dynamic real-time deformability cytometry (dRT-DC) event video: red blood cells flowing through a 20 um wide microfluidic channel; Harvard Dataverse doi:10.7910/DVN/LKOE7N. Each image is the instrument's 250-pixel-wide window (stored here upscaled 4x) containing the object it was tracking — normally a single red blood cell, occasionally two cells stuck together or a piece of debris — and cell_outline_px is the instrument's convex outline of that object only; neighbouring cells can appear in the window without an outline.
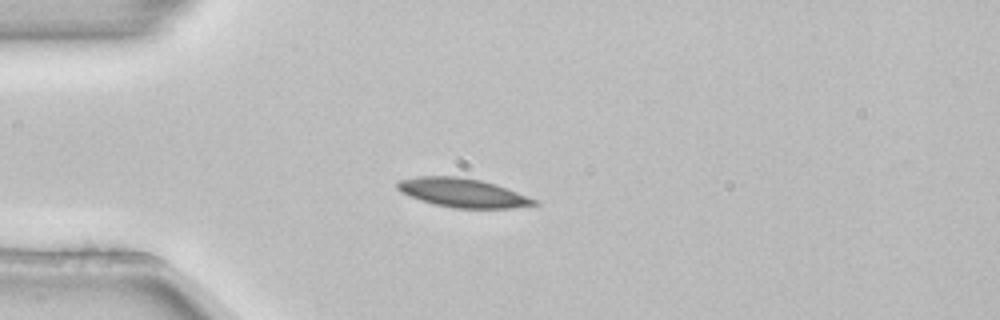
{"species": "common noctule bat (a hibernating species)", "species_latin": "Nyctalus noctula", "temperature_condition": "room temperature", "stored_images_in_passage": 3, "camera_frame_rate_fps": 3000, "um_per_image_px": 0.085, "animal": {"sex": "female", "body_mass_g": 22.7, "forearm_length_mm": 54.2}, "frame": {"image": 1, "passage_image": 2, "time_ms": 0.333, "image_size_px": [1000, 320], "cell_outline_px": [[540, 204], [512, 208], [452, 208], [420, 200], [396, 188], [396, 184], [400, 180], [416, 176], [456, 176], [480, 180], [540, 200]], "centroid_in_image_um": [39.35, 16.39], "position_along_channel_um": 45.6, "area_um2": 22.72}}
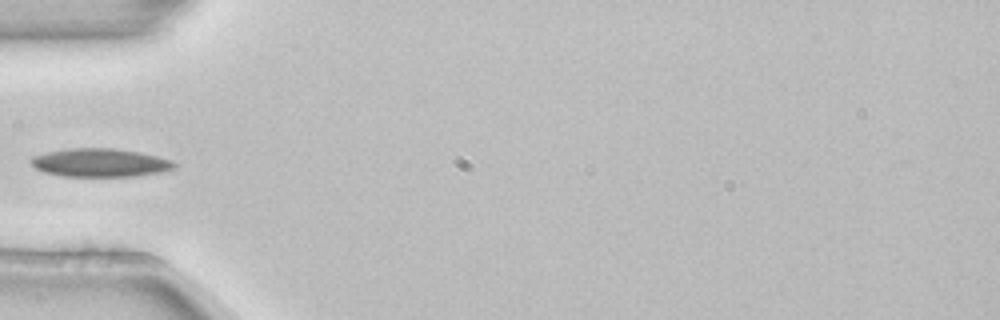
{"frame": {"image": 2, "passage_image": 3, "time_ms": 0.667, "image_size_px": [1000, 320], "cell_outline_px": [[180, 164], [176, 168], [164, 172], [136, 176], [64, 176], [44, 172], [36, 168], [28, 160], [32, 156], [48, 152], [68, 148], [112, 148], [140, 152], [172, 160]], "centroid_in_image_um": [8.56, 13.83], "position_along_channel_um": 76.4, "area_um2": 23.87}}